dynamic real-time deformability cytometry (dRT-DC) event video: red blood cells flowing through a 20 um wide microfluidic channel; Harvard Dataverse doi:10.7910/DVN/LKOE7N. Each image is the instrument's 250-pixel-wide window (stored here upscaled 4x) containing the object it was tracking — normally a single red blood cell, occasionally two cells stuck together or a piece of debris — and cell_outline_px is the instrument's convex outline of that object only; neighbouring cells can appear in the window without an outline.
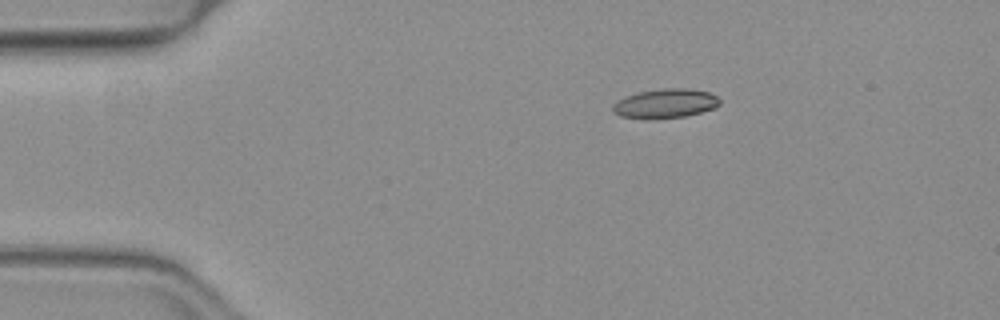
{"species": "common noctule bat (a hibernating species)", "species_latin": "Nyctalus noctula", "temperature_condition": "warm", "stored_images_in_passage": 41, "camera_frame_rate_fps": 3000, "um_per_image_px": 0.085, "animal": {"sex": "female", "body_mass_g": 19.3, "forearm_length_mm": 54.1}, "frame": {"image": 1, "passage_image": 1, "time_ms": 0.0, "image_size_px": [1000, 320], "cell_outline_px": [[720, 104], [716, 108], [684, 116], [648, 120], [620, 116], [612, 112], [612, 104], [616, 100], [624, 96], [636, 92], [664, 88], [688, 88], [708, 92], [716, 96], [720, 100]], "centroid_in_image_um": [56.49, 8.8], "position_along_channel_um": 28.5, "area_um2": 18.61}}
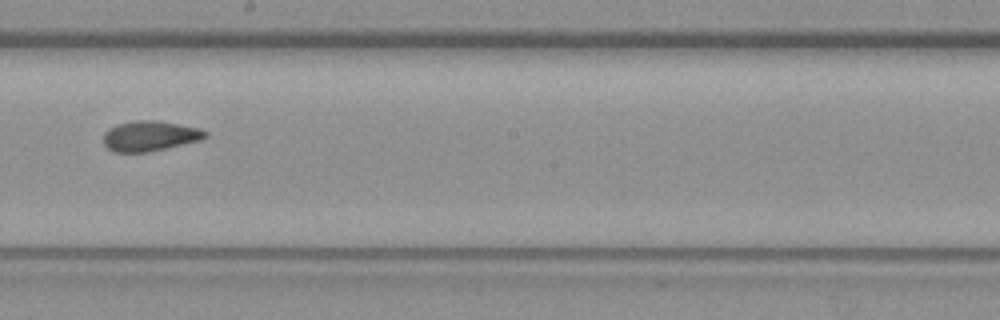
{"frame": {"image": 2, "passage_image": 21, "time_ms": 6.667, "image_size_px": [1000, 320], "cell_outline_px": [[208, 136], [200, 140], [148, 152], [112, 152], [104, 144], [104, 132], [108, 128], [116, 124], [136, 120], [156, 120], [200, 128], [208, 132]], "centroid_in_image_um": [12.72, 11.55], "position_along_channel_um": 235.5, "area_um2": 17.98}}
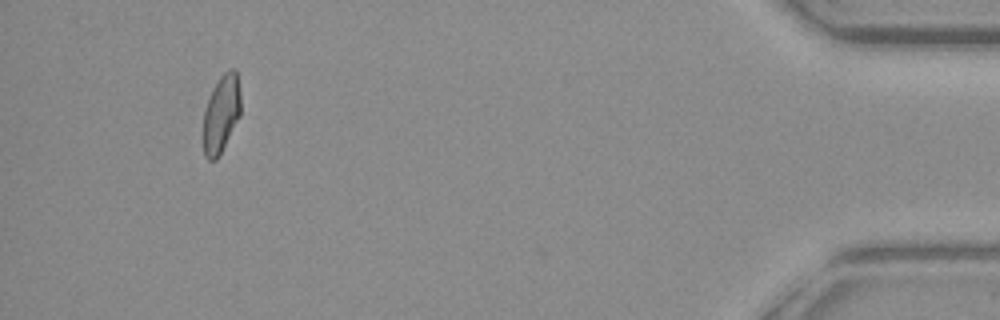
{"frame": {"image": 3, "passage_image": 40, "time_ms": 13.0, "image_size_px": [1000, 320], "cell_outline_px": [[240, 116], [220, 156], [216, 160], [208, 160], [204, 156], [204, 108], [212, 88], [220, 76], [228, 68], [236, 68], [240, 92]], "centroid_in_image_um": [18.81, 9.66], "position_along_channel_um": 416.4, "area_um2": 17.22}, "authors_computed_cell_mechanics": {"area_um2": 17.8602, "velocity_mm_per_s": 4.0179, "shape_relaxation_time_tau1_ms": null, "shape_relaxation_time_tau2_ms": 2.2532, "deformation_change_tau1": null, "deformation_change_tau2": 0.094}}